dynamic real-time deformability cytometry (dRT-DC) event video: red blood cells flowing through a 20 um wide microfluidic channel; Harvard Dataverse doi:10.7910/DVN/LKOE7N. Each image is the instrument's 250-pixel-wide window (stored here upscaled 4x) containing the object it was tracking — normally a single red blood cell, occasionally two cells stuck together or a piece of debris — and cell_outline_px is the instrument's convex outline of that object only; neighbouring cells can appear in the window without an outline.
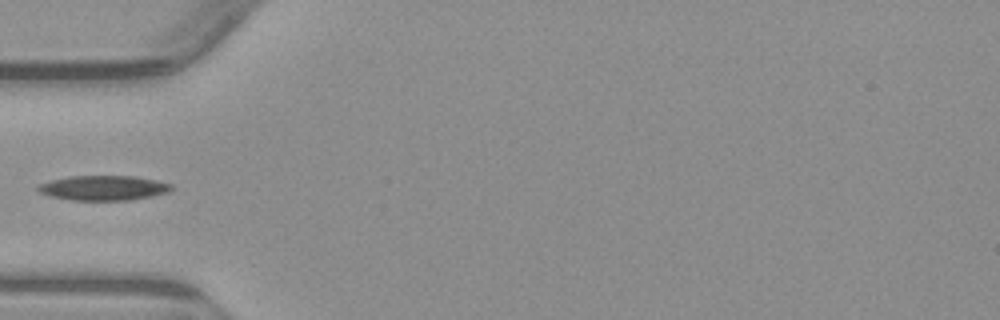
{"species": "common noctule bat (a hibernating species)", "species_latin": "Nyctalus noctula", "temperature_condition": "warm", "stored_images_in_passage": 6, "camera_frame_rate_fps": 3000, "um_per_image_px": 0.085, "animal": {"sex": "male", "body_mass_g": 23.1, "forearm_length_mm": 52.7}, "frame": {"image": 1, "passage_image": 5, "time_ms": 5.667, "image_size_px": [1000, 320], "cell_outline_px": [[172, 188], [168, 192], [152, 196], [128, 200], [72, 200], [52, 196], [40, 192], [36, 188], [40, 184], [52, 180], [68, 176], [136, 176], [156, 180], [172, 184]], "centroid_in_image_um": [8.82, 15.97], "position_along_channel_um": 76.2, "area_um2": 19.13}}
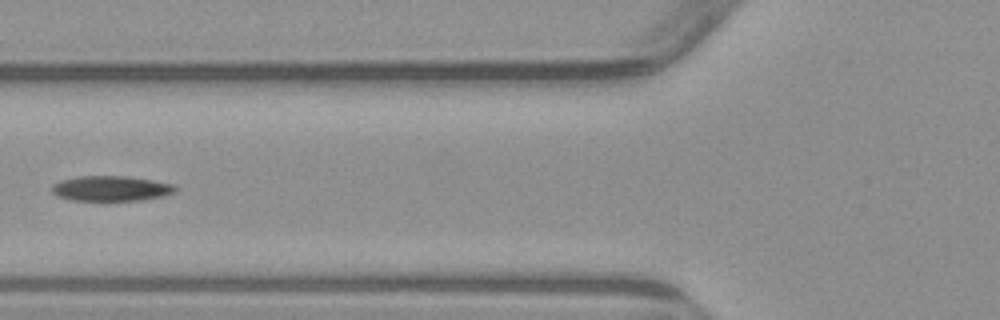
{"frame": {"image": 2, "passage_image": 6, "time_ms": 6.667, "image_size_px": [1000, 320], "cell_outline_px": [[176, 188], [172, 192], [164, 196], [140, 200], [72, 200], [60, 196], [52, 192], [52, 184], [60, 180], [76, 176], [124, 176], [152, 180], [172, 184]], "centroid_in_image_um": [9.4, 16.01], "position_along_channel_um": 116.4, "area_um2": 17.86}}